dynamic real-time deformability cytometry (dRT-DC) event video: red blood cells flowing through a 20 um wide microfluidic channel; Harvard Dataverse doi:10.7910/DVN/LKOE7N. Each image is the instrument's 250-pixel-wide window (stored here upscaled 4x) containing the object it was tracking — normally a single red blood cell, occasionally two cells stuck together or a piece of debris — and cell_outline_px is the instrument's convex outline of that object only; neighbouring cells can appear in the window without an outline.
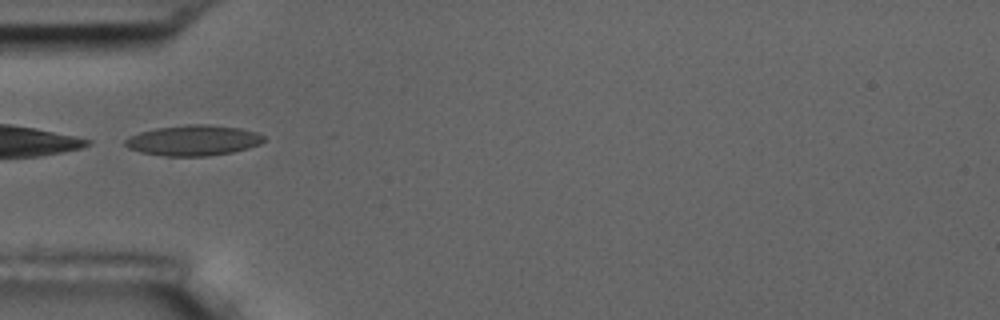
{"species": "common noctule bat (a hibernating species)", "species_latin": "Nyctalus noctula", "temperature_condition": "room temperature", "stored_images_in_passage": 9, "camera_frame_rate_fps": 3000, "um_per_image_px": 0.085, "animal": {"sex": "male", "body_mass_g": 17.5, "forearm_length_mm": 52.3}, "frame": {"image": 1, "passage_image": 4, "time_ms": 3.333, "image_size_px": [1000, 320], "cell_outline_px": [[264, 140], [260, 144], [248, 148], [232, 152], [208, 156], [164, 156], [140, 152], [128, 148], [124, 144], [124, 140], [128, 136], [140, 132], [156, 128], [184, 124], [208, 124], [240, 128], [256, 132], [264, 136]], "centroid_in_image_um": [16.41, 11.93], "position_along_channel_um": 68.6, "area_um2": 24.8}}
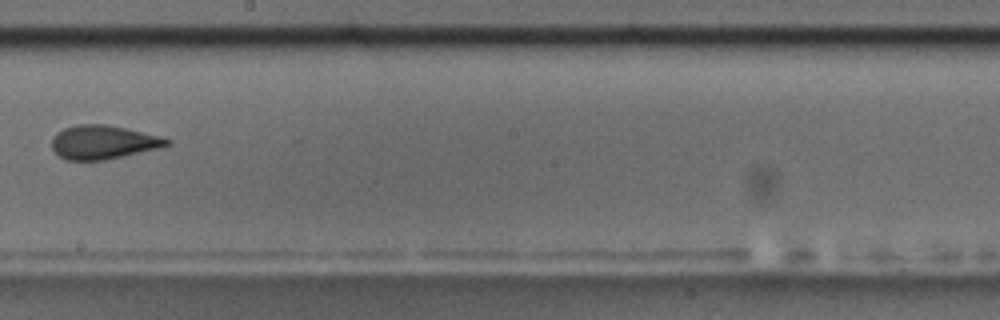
{"frame": {"image": 2, "passage_image": 8, "time_ms": 8.0, "image_size_px": [1000, 320], "cell_outline_px": [[172, 144], [160, 148], [104, 160], [64, 160], [52, 148], [52, 136], [56, 132], [64, 128], [76, 124], [104, 124], [124, 128], [160, 136], [172, 140]], "centroid_in_image_um": [8.76, 12.08], "position_along_channel_um": 239.4, "area_um2": 22.66}}
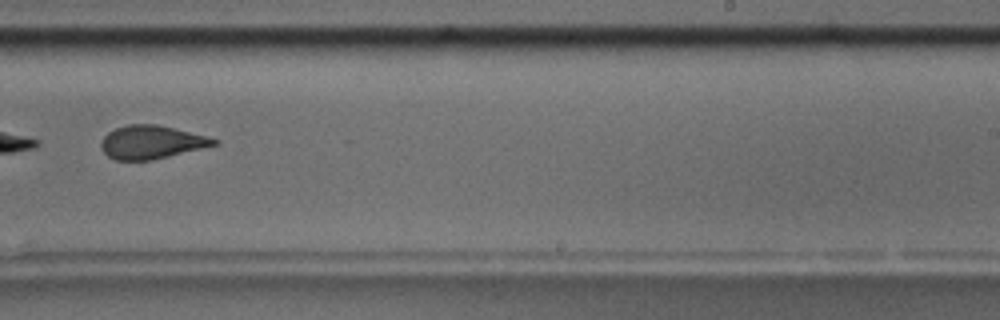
{"frame": {"image": 3, "passage_image": 9, "time_ms": 9.0, "image_size_px": [1000, 320], "cell_outline_px": [[220, 144], [152, 160], [116, 160], [108, 156], [100, 148], [100, 144], [104, 136], [108, 132], [116, 128], [128, 124], [156, 124], [208, 136], [220, 140]], "centroid_in_image_um": [12.89, 12.08], "position_along_channel_um": 276.1, "area_um2": 21.96}}